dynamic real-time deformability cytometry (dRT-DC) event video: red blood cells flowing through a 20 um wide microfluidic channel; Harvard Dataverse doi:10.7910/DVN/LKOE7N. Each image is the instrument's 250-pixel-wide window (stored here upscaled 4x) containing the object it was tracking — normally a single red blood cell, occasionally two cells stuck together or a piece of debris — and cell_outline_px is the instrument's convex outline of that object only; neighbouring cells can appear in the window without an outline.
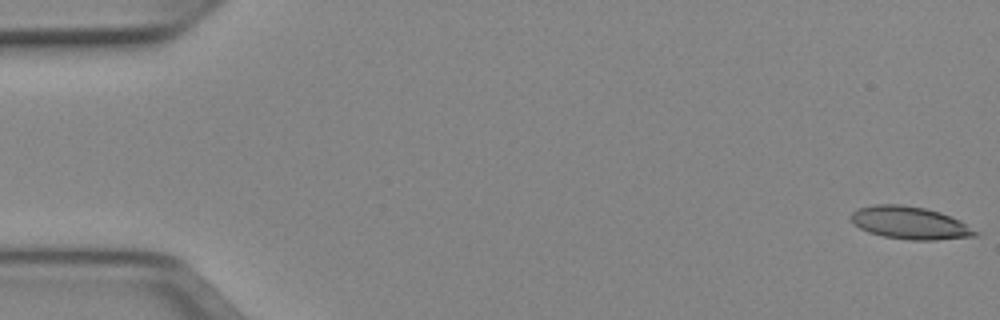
{"species": "Egyptian fruit bat (a non-hibernating species)", "species_latin": "Rousettus aegyptiacus", "temperature_condition": "cold", "stored_images_in_passage": 51, "camera_frame_rate_fps": 3000, "um_per_image_px": 0.085, "animal": {"sex": "female"}, "frame": {"image": 1, "passage_image": 1, "time_ms": 0.0, "image_size_px": [1000, 320], "cell_outline_px": [[980, 232], [976, 236], [936, 240], [908, 240], [884, 236], [868, 232], [860, 228], [852, 220], [852, 212], [860, 208], [876, 204], [900, 204], [924, 208], [940, 212], [960, 220]], "centroid_in_image_um": [77.39, 18.95], "position_along_channel_um": 7.6, "area_um2": 23.47}}
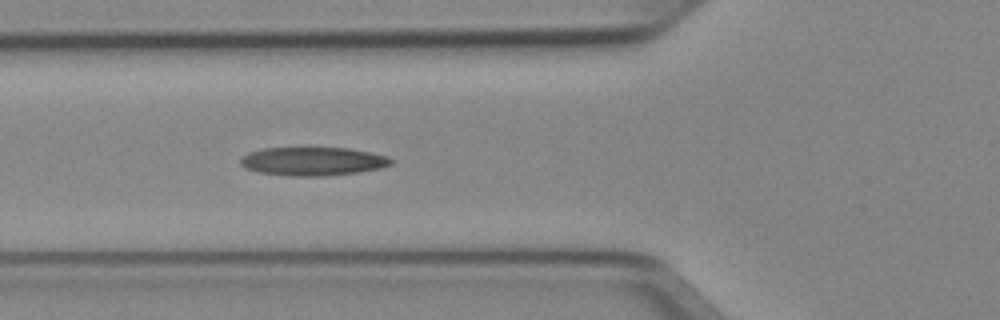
{"frame": {"image": 2, "passage_image": 19, "time_ms": 6.0, "image_size_px": [1000, 320], "cell_outline_px": [[392, 164], [380, 168], [360, 172], [324, 176], [288, 176], [256, 172], [244, 168], [240, 164], [240, 160], [248, 152], [264, 148], [348, 148], [372, 152], [388, 156], [392, 160]], "centroid_in_image_um": [26.58, 13.72], "position_along_channel_um": 99.2, "area_um2": 25.2}}
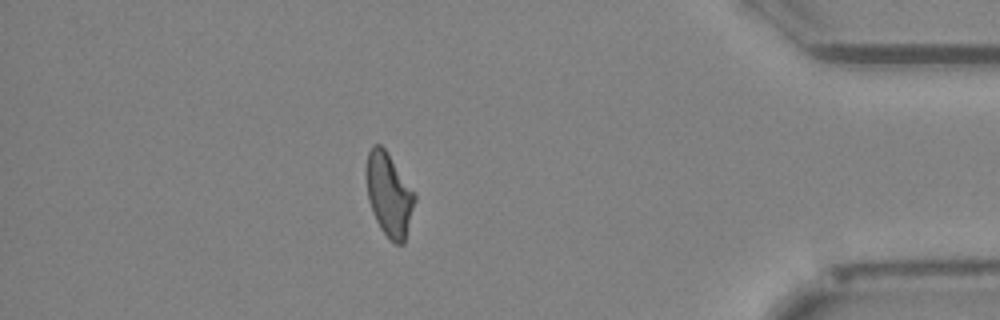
{"frame": {"image": 3, "passage_image": 45, "time_ms": 14.667, "image_size_px": [1000, 320], "cell_outline_px": [[416, 200], [404, 244], [396, 244], [380, 228], [376, 220], [368, 200], [368, 152], [372, 144], [380, 144], [384, 148], [416, 196]], "centroid_in_image_um": [33.09, 16.58], "position_along_channel_um": 402.1, "area_um2": 22.66}, "authors_computed_cell_mechanics": {"area_um2": 23.987, "velocity_mm_per_s": 3.9534, "shape_relaxation_time_tau1_ms": null, "shape_relaxation_time_tau2_ms": 4.8556, "deformation_change_tau1": null, "deformation_change_tau2": 0.1467}}